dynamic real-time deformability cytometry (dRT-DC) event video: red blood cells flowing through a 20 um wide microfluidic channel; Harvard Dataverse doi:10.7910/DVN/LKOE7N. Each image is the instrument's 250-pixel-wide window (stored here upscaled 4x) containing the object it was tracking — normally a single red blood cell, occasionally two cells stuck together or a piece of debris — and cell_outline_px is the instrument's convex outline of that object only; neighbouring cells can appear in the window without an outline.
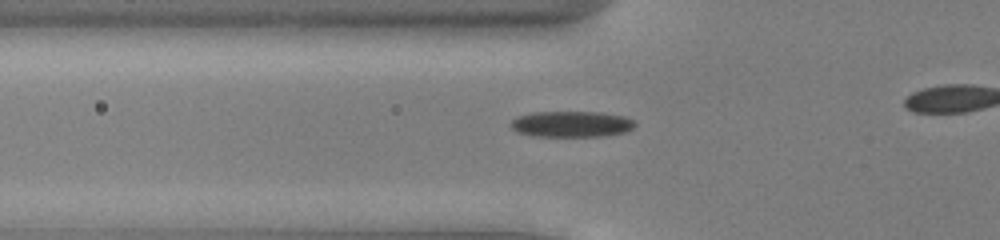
{"species": "common noctule bat (a hibernating species)", "species_latin": "Nyctalus noctula", "temperature_condition": "cold", "stored_images_in_passage": 38, "camera_frame_rate_fps": 3000, "um_per_image_px": 0.085, "animal": {"sex": "male", "body_mass_g": 13.0, "forearm_length_mm": 53.1}, "frame": {"image": 1, "passage_image": 13, "time_ms": 4.0, "image_size_px": [1000, 240], "cell_outline_px": [[636, 124], [632, 128], [624, 132], [604, 136], [532, 136], [516, 132], [508, 124], [516, 116], [532, 112], [600, 112], [624, 116], [632, 120]], "centroid_in_image_um": [48.51, 10.54], "position_along_channel_um": 77.3, "area_um2": 18.9}}
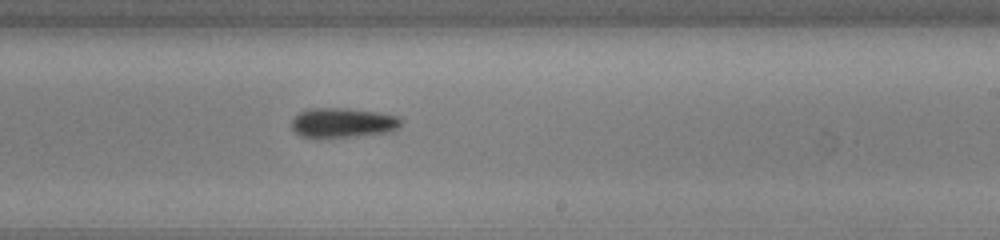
{"frame": {"image": 2, "passage_image": 27, "time_ms": 8.667, "image_size_px": [1000, 240], "cell_outline_px": [[404, 120], [392, 132], [356, 136], [300, 136], [292, 128], [292, 120], [300, 112], [308, 108], [348, 108], [376, 112], [400, 116]], "centroid_in_image_um": [29.19, 10.41], "position_along_channel_um": 259.8, "area_um2": 18.73}}
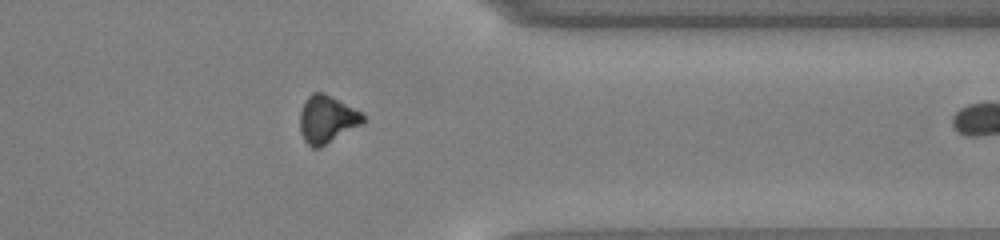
{"frame": {"image": 3, "passage_image": 37, "time_ms": 12.0, "image_size_px": [1000, 240], "cell_outline_px": [[364, 120], [360, 124], [320, 148], [312, 148], [304, 140], [300, 132], [300, 112], [304, 100], [312, 92], [324, 92], [360, 112], [364, 116]], "centroid_in_image_um": [27.73, 10.13], "position_along_channel_um": 383.7, "area_um2": 17.22}}